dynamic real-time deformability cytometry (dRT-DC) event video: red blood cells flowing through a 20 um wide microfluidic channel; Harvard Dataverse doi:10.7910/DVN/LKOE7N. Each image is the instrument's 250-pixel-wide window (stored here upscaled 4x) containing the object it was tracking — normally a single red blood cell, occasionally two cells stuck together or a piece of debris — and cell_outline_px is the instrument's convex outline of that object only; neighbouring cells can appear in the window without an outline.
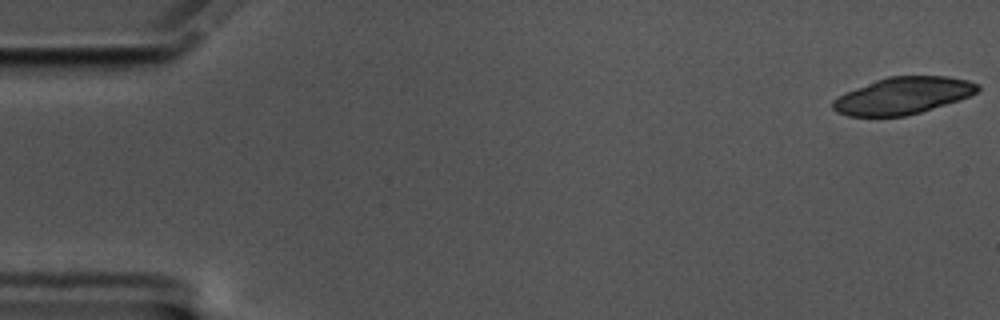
{"species": "common noctule bat (a hibernating species)", "species_latin": "Nyctalus noctula", "temperature_condition": "cold", "stored_images_in_passage": 14, "camera_frame_rate_fps": 3000, "um_per_image_px": 0.085, "animal": {"sex": "male", "body_mass_g": 17.5, "forearm_length_mm": 52.3}, "frame": {"image": 1, "passage_image": 1, "time_ms": 0.0, "image_size_px": [1000, 320], "cell_outline_px": [[980, 88], [976, 92], [960, 100], [920, 112], [904, 116], [848, 116], [836, 112], [832, 108], [832, 100], [844, 92], [876, 80], [888, 76], [948, 76], [968, 80], [980, 84]], "centroid_in_image_um": [76.73, 8.13], "position_along_channel_um": 8.3, "area_um2": 31.21}}